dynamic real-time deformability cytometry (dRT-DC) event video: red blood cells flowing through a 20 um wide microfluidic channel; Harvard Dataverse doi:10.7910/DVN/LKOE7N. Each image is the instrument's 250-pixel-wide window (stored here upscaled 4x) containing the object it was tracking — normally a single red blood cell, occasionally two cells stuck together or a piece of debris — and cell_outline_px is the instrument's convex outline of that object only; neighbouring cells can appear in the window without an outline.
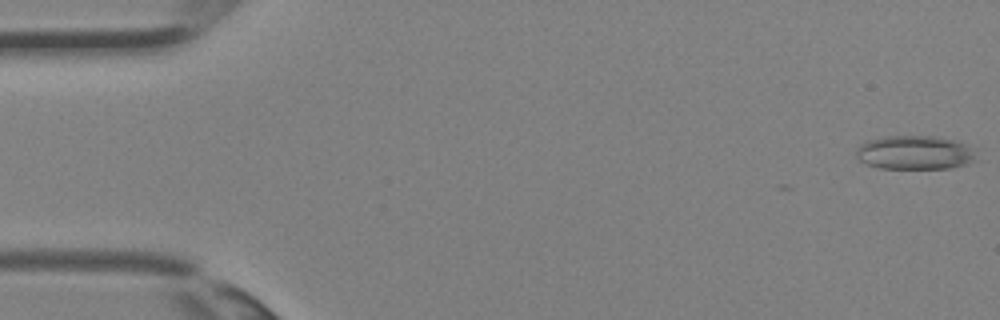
{"species": "Egyptian fruit bat (a non-hibernating species)", "species_latin": "Rousettus aegyptiacus", "temperature_condition": "room temperature", "stored_images_in_passage": 34, "camera_frame_rate_fps": 3000, "um_per_image_px": 0.085, "animal": {"sex": "female"}, "frame": {"image": 1, "passage_image": 1, "time_ms": 0.0, "image_size_px": [1000, 320], "cell_outline_px": [[976, 160], [968, 164], [952, 168], [880, 168], [868, 164], [860, 160], [856, 156], [856, 148], [860, 144], [868, 140], [884, 136], [936, 136], [960, 140], [976, 148]], "centroid_in_image_um": [77.84, 12.95], "position_along_channel_um": 7.2, "area_um2": 24.22}}
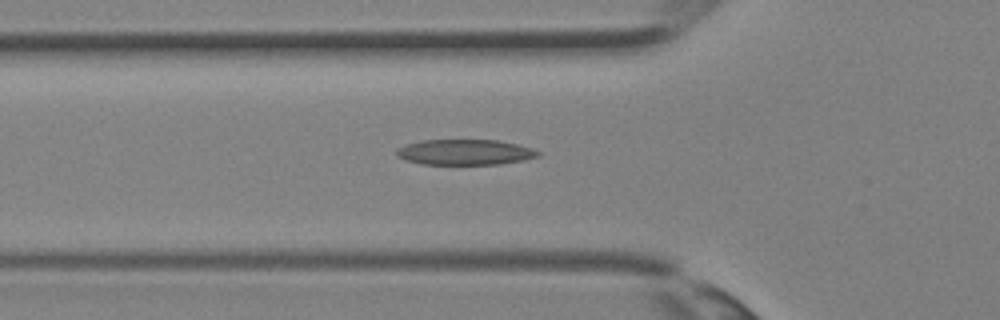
{"frame": {"image": 2, "passage_image": 13, "time_ms": 4.0, "image_size_px": [1000, 320], "cell_outline_px": [[540, 156], [524, 160], [500, 164], [424, 164], [408, 160], [396, 156], [396, 148], [404, 144], [424, 140], [496, 140], [516, 144], [532, 148], [540, 152]], "centroid_in_image_um": [39.52, 12.93], "position_along_channel_um": 86.3, "area_um2": 20.98}}
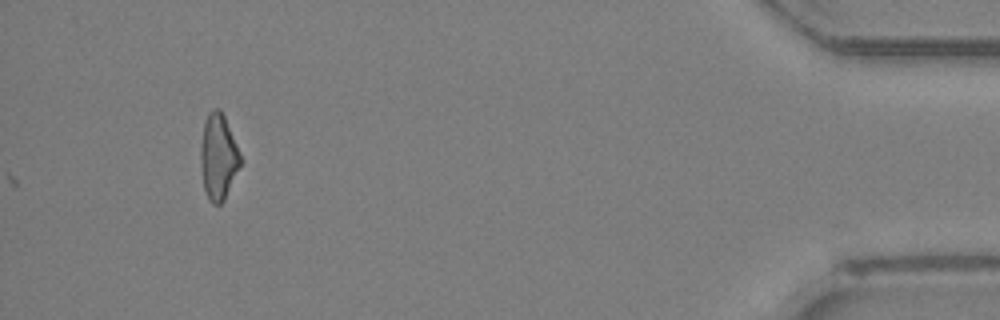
{"frame": {"image": 3, "passage_image": 34, "time_ms": 11.0, "image_size_px": [1000, 320], "cell_outline_px": [[240, 164], [224, 200], [220, 204], [212, 204], [208, 200], [204, 188], [200, 168], [200, 148], [204, 120], [208, 112], [212, 108], [220, 108], [224, 116], [240, 156]], "centroid_in_image_um": [18.5, 13.32], "position_along_channel_um": 416.7, "area_um2": 19.65}}